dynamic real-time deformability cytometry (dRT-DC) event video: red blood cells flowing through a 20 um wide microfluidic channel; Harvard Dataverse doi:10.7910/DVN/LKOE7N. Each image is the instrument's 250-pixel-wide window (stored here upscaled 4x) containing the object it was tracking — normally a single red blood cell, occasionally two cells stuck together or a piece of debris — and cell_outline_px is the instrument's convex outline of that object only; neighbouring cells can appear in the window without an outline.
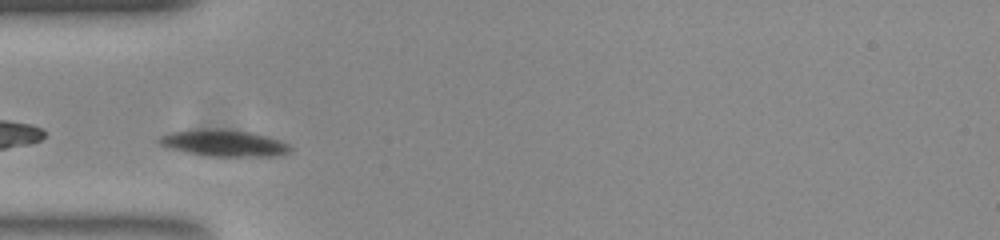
{"species": "common noctule bat (a hibernating species)", "species_latin": "Nyctalus noctula", "temperature_condition": "room temperature", "stored_images_in_passage": 45, "camera_frame_rate_fps": 3000, "um_per_image_px": 0.085, "animal": {"sex": "female", "body_mass_g": 23.0, "forearm_length_mm": 53.4}, "frame": {"image": 1, "passage_image": 7, "time_ms": 2.0, "image_size_px": [1000, 240], "cell_outline_px": [[292, 148], [288, 152], [280, 156], [216, 156], [188, 152], [168, 148], [160, 144], [156, 140], [160, 136], [172, 132], [196, 128], [224, 128], [248, 132], [268, 136], [280, 140], [288, 144]], "centroid_in_image_um": [19.03, 12.14], "position_along_channel_um": 66.0, "area_um2": 20.4}}
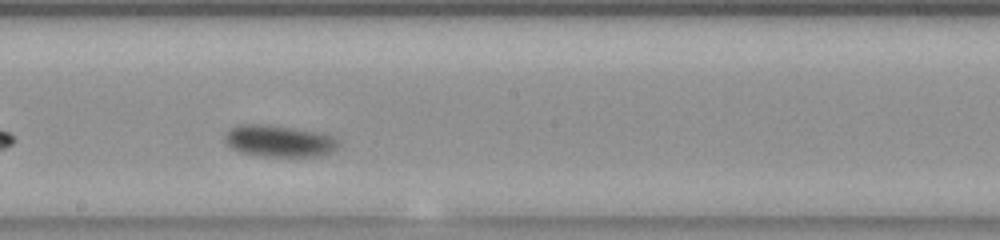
{"frame": {"image": 2, "passage_image": 20, "time_ms": 6.333, "image_size_px": [1000, 240], "cell_outline_px": [[340, 144], [332, 152], [320, 156], [260, 156], [240, 152], [232, 148], [224, 140], [224, 136], [232, 128], [240, 124], [268, 124], [324, 132], [332, 136]], "centroid_in_image_um": [23.76, 11.98], "position_along_channel_um": 224.4, "area_um2": 21.15}}
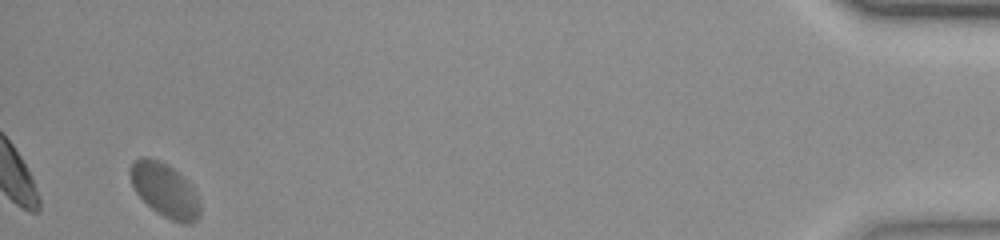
{"frame": {"image": 3, "passage_image": 43, "time_ms": 14.0, "image_size_px": [1000, 240], "cell_outline_px": [[200, 216], [192, 224], [184, 224], [172, 220], [156, 212], [136, 192], [132, 184], [128, 172], [132, 164], [140, 156], [144, 156], [168, 164], [184, 176], [192, 184], [200, 200]], "centroid_in_image_um": [14.05, 16.16], "position_along_channel_um": 421.1, "area_um2": 22.14}, "authors_computed_cell_mechanics": {"area_um2": 20.4612, "velocity_mm_per_s": 3.6772, "shape_relaxation_time_tau1_ms": 1.5411, "shape_relaxation_time_tau2_ms": null, "deformation_change_tau1": 0.0971, "deformation_change_tau2": null}}